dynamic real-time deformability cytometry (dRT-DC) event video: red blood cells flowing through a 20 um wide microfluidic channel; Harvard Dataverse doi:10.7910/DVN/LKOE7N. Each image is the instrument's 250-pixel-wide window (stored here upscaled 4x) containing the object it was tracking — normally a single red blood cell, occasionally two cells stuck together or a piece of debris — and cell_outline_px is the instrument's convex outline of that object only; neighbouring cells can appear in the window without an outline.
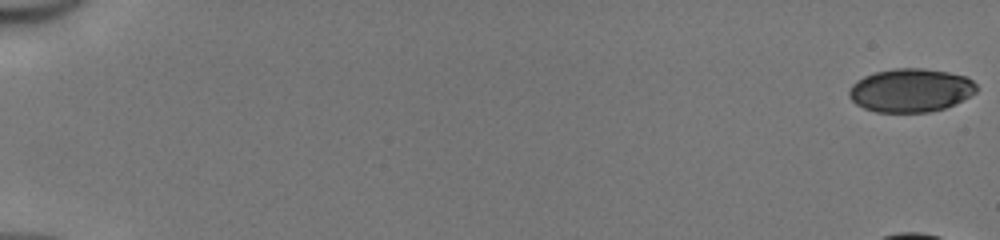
{"species": "human", "species_latin": "Homo sapiens", "temperature_condition": "cold", "stored_images_in_passage": 14, "camera_frame_rate_fps": 3000, "um_per_image_px": 0.085, "donor": {"sex": "male"}, "frame": {"image": 1, "passage_image": 1, "time_ms": 0.0, "image_size_px": [1000, 240], "cell_outline_px": [[976, 92], [944, 108], [928, 112], [876, 112], [864, 108], [856, 104], [848, 96], [848, 92], [852, 84], [856, 80], [864, 76], [876, 72], [896, 68], [924, 68], [948, 72], [964, 76], [972, 80], [976, 84]], "centroid_in_image_um": [77.36, 7.67], "position_along_channel_um": 7.6, "area_um2": 32.08}}